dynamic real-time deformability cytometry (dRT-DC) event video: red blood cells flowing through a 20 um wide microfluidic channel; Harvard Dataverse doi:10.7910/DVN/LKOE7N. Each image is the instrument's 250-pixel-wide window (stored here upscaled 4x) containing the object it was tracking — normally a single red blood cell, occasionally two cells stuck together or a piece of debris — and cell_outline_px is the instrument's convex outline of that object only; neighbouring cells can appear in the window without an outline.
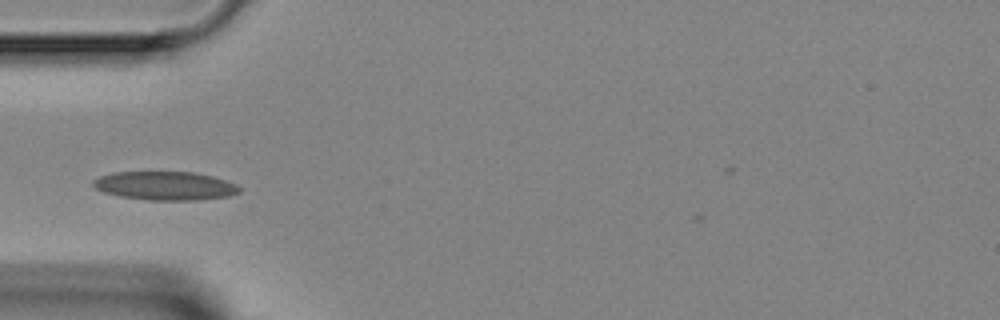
{"species": "Egyptian fruit bat (a non-hibernating species)", "species_latin": "Rousettus aegyptiacus", "temperature_condition": "room temperature", "stored_images_in_passage": 1, "camera_frame_rate_fps": 3000, "um_per_image_px": 0.085, "animal": {"sex": "female"}, "frame": {"image": 1, "passage_image": 1, "time_ms": 0.0, "image_size_px": [1000, 320], "cell_outline_px": [[240, 192], [228, 196], [200, 200], [148, 200], [120, 196], [104, 192], [96, 188], [92, 184], [92, 180], [100, 176], [112, 172], [196, 172], [212, 176], [236, 184], [240, 188]], "centroid_in_image_um": [14.03, 15.79], "position_along_channel_um": 71.0, "area_um2": 24.39}}